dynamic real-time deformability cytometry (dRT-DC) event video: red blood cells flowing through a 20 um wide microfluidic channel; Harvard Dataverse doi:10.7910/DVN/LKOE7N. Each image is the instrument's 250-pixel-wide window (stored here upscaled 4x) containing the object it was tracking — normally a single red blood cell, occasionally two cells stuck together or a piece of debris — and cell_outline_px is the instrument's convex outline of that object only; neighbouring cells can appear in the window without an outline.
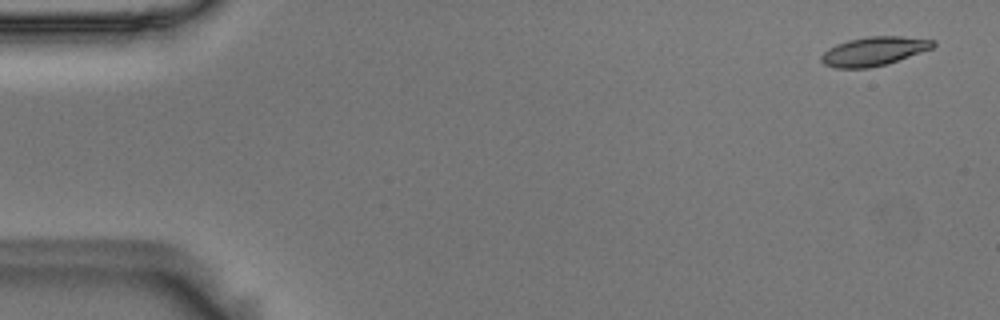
{"species": "Egyptian fruit bat (a non-hibernating species)", "species_latin": "Rousettus aegyptiacus", "temperature_condition": "room temperature", "stored_images_in_passage": 4, "camera_frame_rate_fps": 3000, "um_per_image_px": 0.085, "animal": {"sex": "male"}, "frame": {"image": 1, "passage_image": 1, "time_ms": 0.0, "image_size_px": [1000, 320], "cell_outline_px": [[936, 44], [932, 48], [888, 64], [868, 68], [836, 68], [824, 64], [820, 60], [820, 56], [828, 48], [836, 44], [848, 40], [868, 36], [900, 36], [936, 40]], "centroid_in_image_um": [74.27, 4.35], "position_along_channel_um": 10.7, "area_um2": 18.9}}
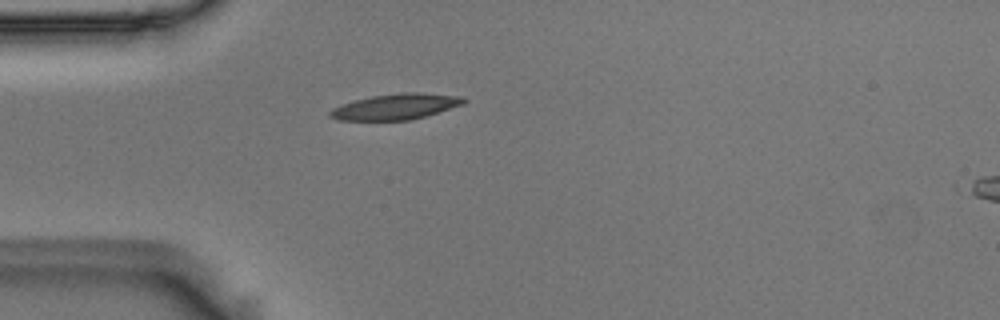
{"frame": {"image": 2, "passage_image": 4, "time_ms": 1.0, "image_size_px": [1000, 320], "cell_outline_px": [[468, 100], [464, 104], [424, 116], [408, 120], [340, 120], [328, 116], [328, 112], [332, 108], [356, 100], [372, 96], [400, 92], [420, 92], [464, 96]], "centroid_in_image_um": [33.68, 9.05], "position_along_channel_um": 51.3, "area_um2": 20.0}}